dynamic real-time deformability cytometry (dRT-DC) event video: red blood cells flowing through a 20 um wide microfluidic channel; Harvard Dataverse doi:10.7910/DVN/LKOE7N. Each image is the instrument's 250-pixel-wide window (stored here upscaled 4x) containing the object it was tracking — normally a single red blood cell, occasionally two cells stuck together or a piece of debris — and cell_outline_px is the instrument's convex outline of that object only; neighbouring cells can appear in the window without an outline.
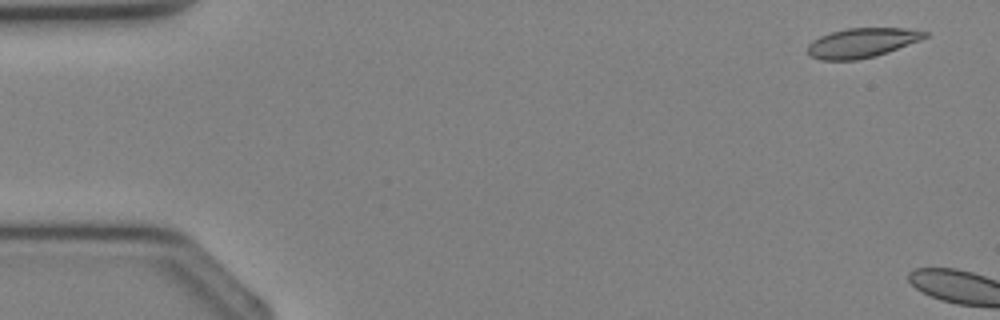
{"species": "Egyptian fruit bat (a non-hibernating species)", "species_latin": "Rousettus aegyptiacus", "temperature_condition": "cold", "stored_images_in_passage": 4, "camera_frame_rate_fps": 3000, "um_per_image_px": 0.085, "animal": {"sex": "female"}, "frame": {"image": 1, "passage_image": 2, "time_ms": 0.333, "image_size_px": [1000, 320], "cell_outline_px": [[928, 36], [920, 40], [888, 52], [876, 56], [856, 60], [820, 60], [808, 56], [808, 44], [812, 40], [820, 36], [832, 32], [848, 28], [904, 28], [928, 32]], "centroid_in_image_um": [73.24, 3.65], "position_along_channel_um": 11.8, "area_um2": 20.17}}